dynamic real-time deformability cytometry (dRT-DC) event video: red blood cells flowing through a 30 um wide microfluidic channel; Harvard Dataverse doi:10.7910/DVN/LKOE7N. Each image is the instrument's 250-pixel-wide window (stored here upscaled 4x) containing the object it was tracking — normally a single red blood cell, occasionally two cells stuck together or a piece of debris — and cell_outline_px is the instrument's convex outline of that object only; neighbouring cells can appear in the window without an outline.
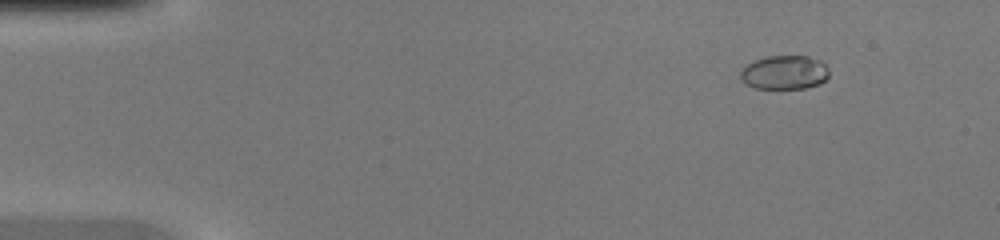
{"species": "common noctule bat (a hibernating species)", "species_latin": "Nyctalus noctula", "temperature_condition": "warm", "stored_images_in_passage": 47, "camera_frame_rate_fps": 3000, "um_per_image_px": 0.085, "animal": {"sex": "female", "body_mass_g": 20.0, "forearm_length_mm": 54.0}, "frame": {"image": 1, "passage_image": 6, "time_ms": 1.667, "image_size_px": [1000, 240], "cell_outline_px": [[828, 76], [820, 84], [804, 88], [756, 88], [744, 84], [740, 76], [740, 72], [744, 64], [768, 56], [808, 56], [820, 60], [828, 68]], "centroid_in_image_um": [66.65, 6.15], "position_along_channel_um": 18.3, "area_um2": 17.57}}
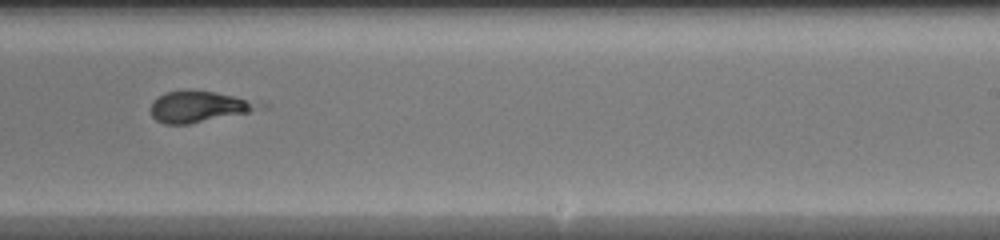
{"frame": {"image": 2, "passage_image": 30, "time_ms": 9.667, "image_size_px": [1000, 240], "cell_outline_px": [[256, 108], [248, 112], [188, 124], [164, 124], [156, 120], [152, 116], [152, 100], [164, 92], [212, 92], [232, 96], [248, 100], [256, 104]], "centroid_in_image_um": [16.74, 9.1], "position_along_channel_um": 272.3, "area_um2": 18.44}}
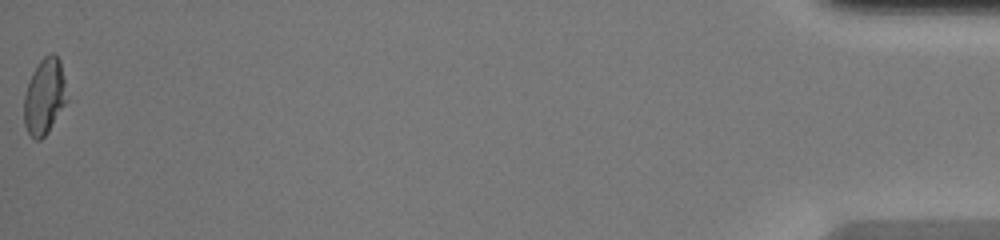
{"frame": {"image": 3, "passage_image": 47, "time_ms": 15.333, "image_size_px": [1000, 240], "cell_outline_px": [[68, 100], [48, 132], [40, 140], [36, 140], [28, 132], [24, 124], [24, 96], [32, 72], [40, 60], [44, 56], [52, 52], [60, 60]], "centroid_in_image_um": [3.78, 8.2], "position_along_channel_um": 431.4, "area_um2": 18.9}}